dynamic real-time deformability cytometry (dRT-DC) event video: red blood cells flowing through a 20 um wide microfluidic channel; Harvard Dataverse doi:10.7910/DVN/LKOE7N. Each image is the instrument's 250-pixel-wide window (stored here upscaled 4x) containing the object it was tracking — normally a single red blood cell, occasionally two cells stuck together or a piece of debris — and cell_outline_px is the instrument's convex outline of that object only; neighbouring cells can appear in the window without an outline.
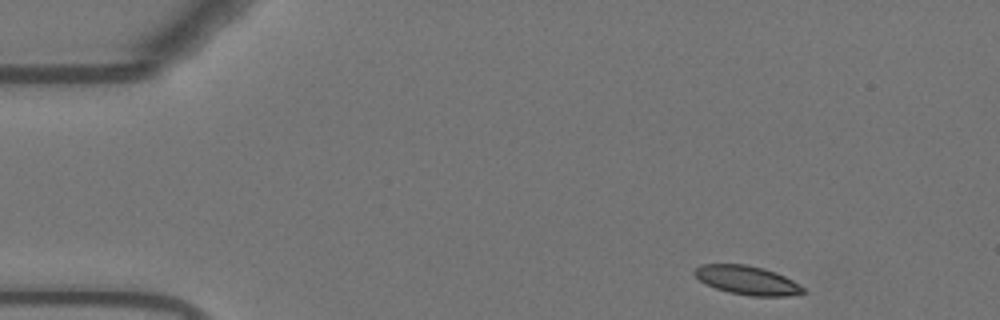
{"species": "Egyptian fruit bat (a non-hibernating species)", "species_latin": "Rousettus aegyptiacus", "temperature_condition": "warm", "stored_images_in_passage": 49, "camera_frame_rate_fps": 3000, "um_per_image_px": 0.085, "animal": {"sex": "female"}, "frame": {"image": 1, "passage_image": 1, "time_ms": 0.0, "image_size_px": [1000, 320], "cell_outline_px": [[808, 292], [788, 296], [752, 296], [728, 292], [704, 284], [692, 272], [700, 264], [744, 264], [764, 268], [776, 272], [800, 284]], "centroid_in_image_um": [63.52, 23.82], "position_along_channel_um": 21.5, "area_um2": 18.38}}
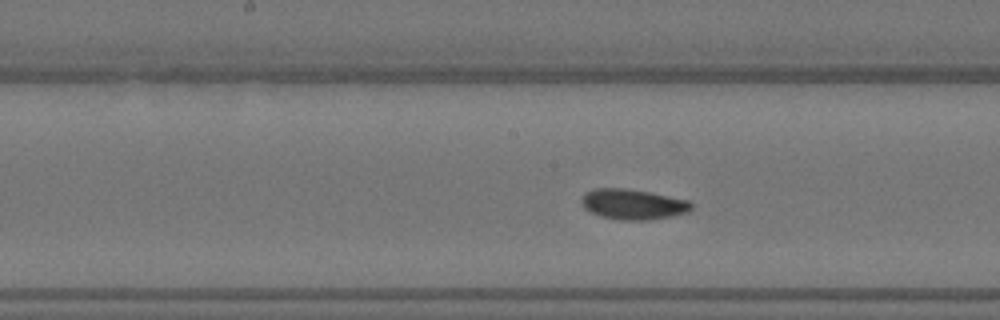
{"frame": {"image": 2, "passage_image": 22, "time_ms": 7.0, "image_size_px": [1000, 320], "cell_outline_px": [[692, 208], [688, 212], [672, 216], [648, 220], [620, 220], [600, 216], [584, 208], [580, 200], [584, 192], [592, 188], [624, 188], [648, 192], [688, 200], [692, 204]], "centroid_in_image_um": [53.76, 17.36], "position_along_channel_um": 194.4, "area_um2": 19.48}}
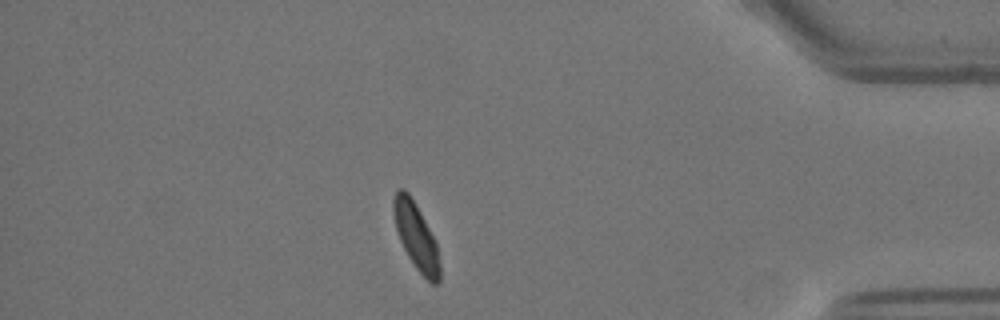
{"frame": {"image": 3, "passage_image": 42, "time_ms": 13.667, "image_size_px": [1000, 320], "cell_outline_px": [[440, 280], [436, 284], [432, 284], [416, 268], [408, 256], [400, 240], [396, 228], [392, 208], [392, 200], [396, 188], [404, 188], [408, 192], [416, 204], [436, 240], [440, 264]], "centroid_in_image_um": [35.36, 20.04], "position_along_channel_um": 399.8, "area_um2": 18.03}, "authors_computed_cell_mechanics": {"area_um2": 18.9006, "velocity_mm_per_s": 3.6586, "shape_relaxation_time_tau1_ms": 2.7016, "shape_relaxation_time_tau2_ms": 1.2981, "deformation_change_tau1": 0.1176, "deformation_change_tau2": 0.0493}}